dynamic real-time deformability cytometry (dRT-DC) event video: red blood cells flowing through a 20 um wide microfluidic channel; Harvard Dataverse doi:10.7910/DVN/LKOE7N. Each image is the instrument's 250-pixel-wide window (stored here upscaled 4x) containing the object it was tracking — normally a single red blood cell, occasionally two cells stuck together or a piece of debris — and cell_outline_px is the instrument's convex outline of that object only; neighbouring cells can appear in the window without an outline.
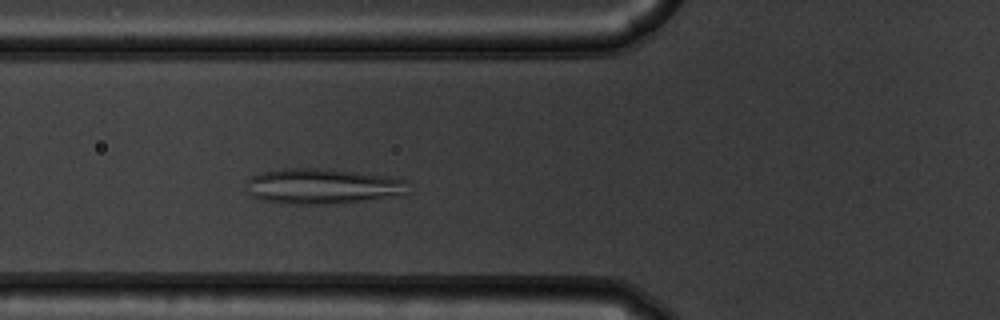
{"species": "common noctule bat (a hibernating species)", "species_latin": "Nyctalus noctula", "temperature_condition": "warm", "stored_images_in_passage": 46, "camera_frame_rate_fps": 3000, "um_per_image_px": 0.085, "animal": {"sex": "male", "body_mass_g": 19.5, "forearm_length_mm": 54.6}, "frame": {"image": 1, "passage_image": 12, "time_ms": 3.667, "image_size_px": [1000, 320], "cell_outline_px": [[408, 180], [404, 196], [328, 204], [284, 204], [260, 200], [244, 192], [248, 180], [252, 176], [260, 172], [284, 168], [324, 168], [388, 176]], "centroid_in_image_um": [27.37, 15.83], "position_along_channel_um": 98.4, "area_um2": 33.93}}
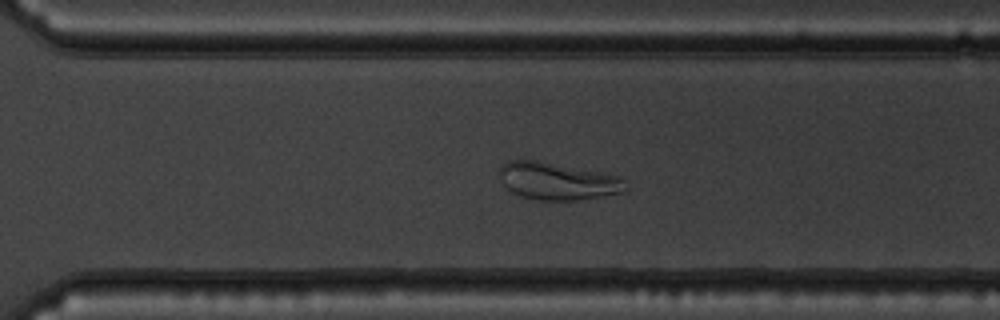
{"frame": {"image": 2, "passage_image": 30, "time_ms": 9.667, "image_size_px": [1000, 320], "cell_outline_px": [[628, 188], [624, 192], [576, 200], [536, 200], [520, 196], [512, 192], [500, 180], [496, 172], [500, 164], [508, 160], [536, 160], [604, 172], [624, 176]], "centroid_in_image_um": [47.39, 15.38], "position_along_channel_um": 323.2, "area_um2": 28.03}}
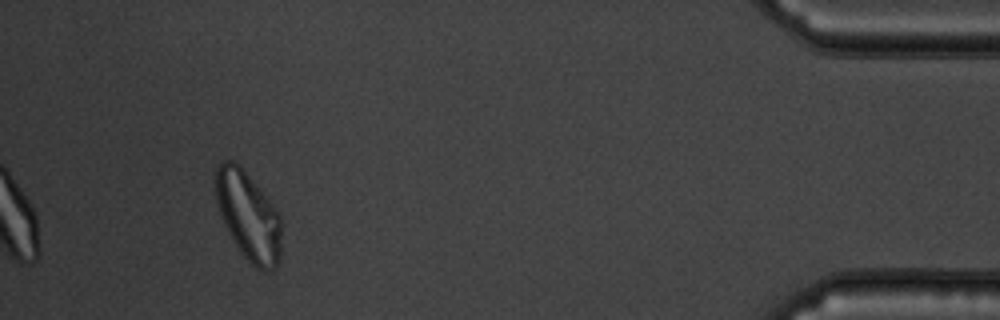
{"frame": {"image": 3, "passage_image": 42, "time_ms": 13.667, "image_size_px": [1000, 320], "cell_outline_px": [[280, 256], [276, 268], [264, 272], [256, 268], [240, 252], [228, 232], [224, 224], [216, 204], [212, 180], [216, 164], [220, 160], [232, 160], [240, 164], [244, 168], [276, 208], [280, 216]], "centroid_in_image_um": [21.05, 18.27], "position_along_channel_um": 414.2, "area_um2": 34.85}}